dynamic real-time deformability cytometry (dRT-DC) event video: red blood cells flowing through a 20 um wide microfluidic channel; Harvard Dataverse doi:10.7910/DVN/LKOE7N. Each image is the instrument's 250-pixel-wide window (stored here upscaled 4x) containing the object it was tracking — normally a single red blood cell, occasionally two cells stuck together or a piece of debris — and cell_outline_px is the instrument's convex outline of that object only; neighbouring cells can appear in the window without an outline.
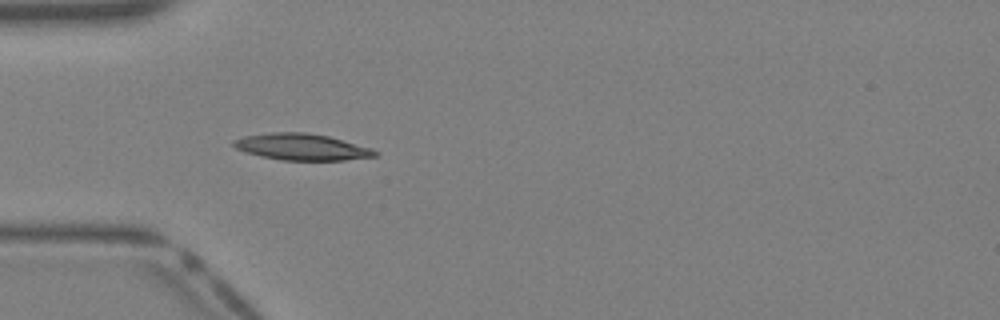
{"species": "Egyptian fruit bat (a non-hibernating species)", "species_latin": "Rousettus aegyptiacus", "temperature_condition": "warm", "stored_images_in_passage": 28, "camera_frame_rate_fps": 3000, "um_per_image_px": 0.085, "animal": {"sex": "female"}, "frame": {"image": 1, "passage_image": 1, "time_ms": 0.0, "image_size_px": [1000, 320], "cell_outline_px": [[380, 152], [376, 156], [344, 160], [280, 160], [260, 156], [244, 152], [236, 148], [232, 144], [232, 140], [244, 136], [272, 132], [304, 132], [328, 136], [372, 148]], "centroid_in_image_um": [25.63, 12.49], "position_along_channel_um": 59.4, "area_um2": 21.85}}
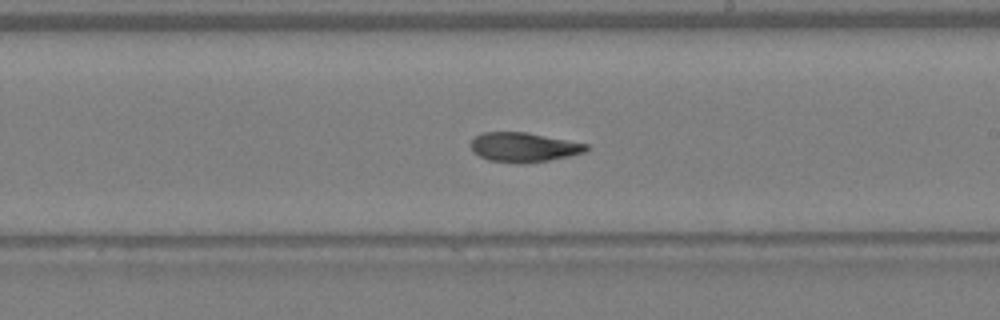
{"frame": {"image": 2, "passage_image": 12, "time_ms": 3.667, "image_size_px": [1000, 320], "cell_outline_px": [[588, 148], [584, 152], [568, 156], [548, 160], [524, 164], [520, 164], [488, 160], [480, 156], [472, 148], [472, 140], [476, 136], [484, 132], [528, 132], [588, 144]], "centroid_in_image_um": [44.53, 12.51], "position_along_channel_um": 244.5, "area_um2": 19.65}}
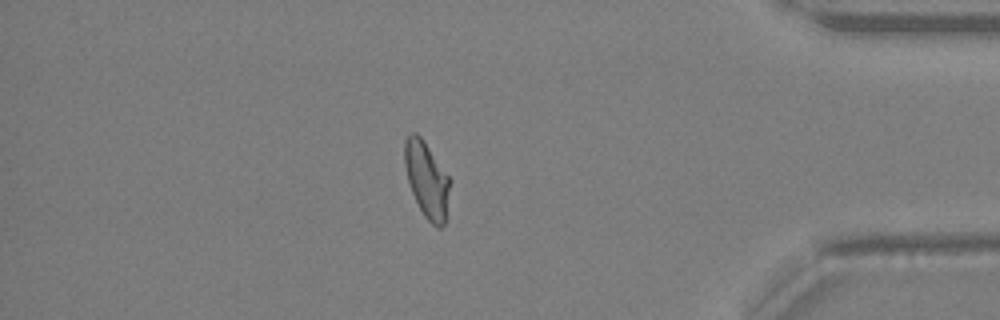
{"frame": {"image": 3, "passage_image": 23, "time_ms": 7.333, "image_size_px": [1000, 320], "cell_outline_px": [[452, 180], [444, 224], [440, 228], [436, 228], [424, 216], [412, 192], [408, 180], [404, 164], [404, 140], [412, 132], [416, 132], [424, 140]], "centroid_in_image_um": [36.29, 15.25], "position_along_channel_um": 398.9, "area_um2": 20.17}}